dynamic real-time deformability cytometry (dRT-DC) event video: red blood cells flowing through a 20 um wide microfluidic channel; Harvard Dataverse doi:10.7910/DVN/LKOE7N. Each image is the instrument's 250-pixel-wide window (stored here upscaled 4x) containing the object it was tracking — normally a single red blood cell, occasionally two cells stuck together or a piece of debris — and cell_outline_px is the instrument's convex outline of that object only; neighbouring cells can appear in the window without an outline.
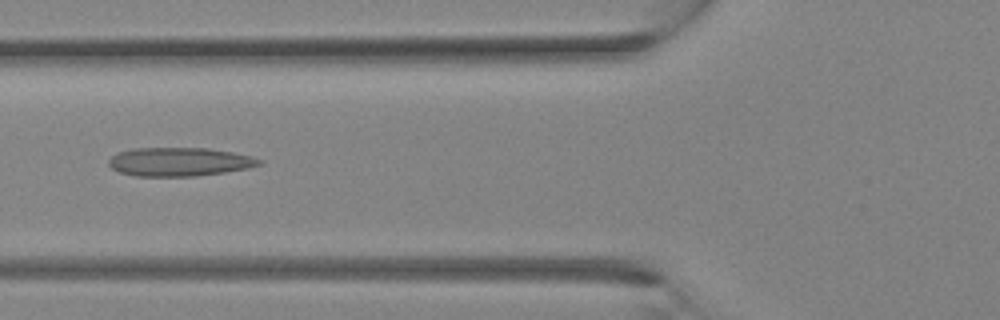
{"species": "Egyptian fruit bat (a non-hibernating species)", "species_latin": "Rousettus aegyptiacus", "temperature_condition": "room temperature", "stored_images_in_passage": 32, "camera_frame_rate_fps": 3000, "um_per_image_px": 0.085, "animal": {"sex": "female"}, "frame": {"image": 1, "passage_image": 12, "time_ms": 3.667, "image_size_px": [1000, 320], "cell_outline_px": [[264, 164], [248, 168], [224, 172], [196, 176], [136, 176], [120, 172], [112, 168], [108, 164], [108, 160], [116, 152], [132, 148], [208, 148], [232, 152], [252, 156], [264, 160]], "centroid_in_image_um": [15.27, 13.75], "position_along_channel_um": 110.5, "area_um2": 25.32}}
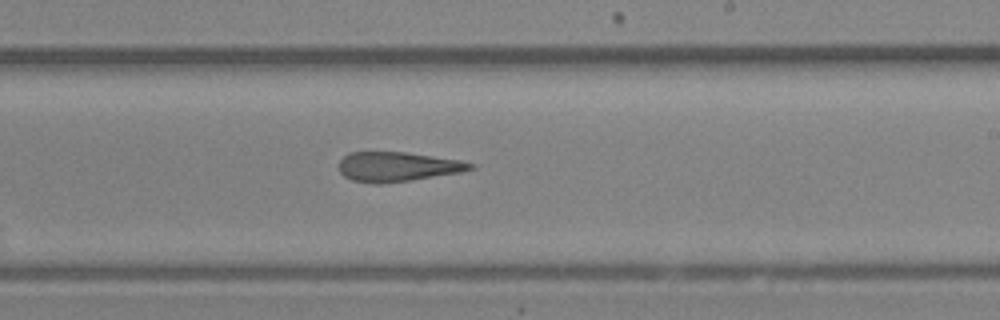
{"frame": {"image": 2, "passage_image": 19, "time_ms": 6.0, "image_size_px": [1000, 320], "cell_outline_px": [[476, 168], [460, 172], [412, 180], [384, 184], [372, 184], [352, 180], [344, 176], [340, 172], [340, 160], [348, 152], [404, 152], [460, 160], [476, 164]], "centroid_in_image_um": [33.79, 14.18], "position_along_channel_um": 255.2, "area_um2": 22.72}}
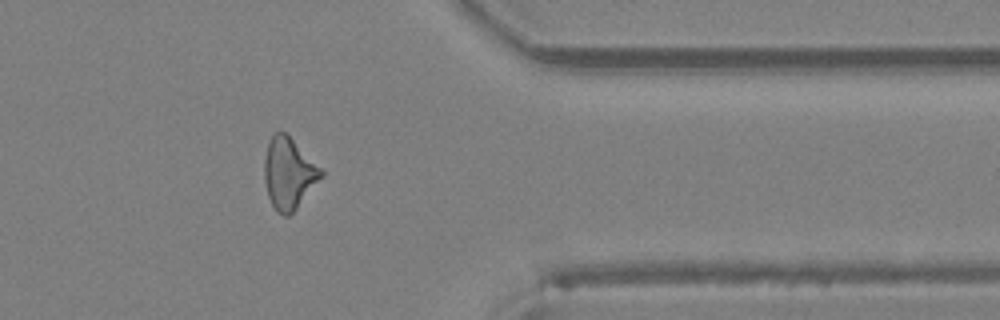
{"frame": {"image": 3, "passage_image": 26, "time_ms": 8.333, "image_size_px": [1000, 320], "cell_outline_px": [[324, 176], [296, 208], [288, 216], [284, 216], [276, 212], [268, 196], [264, 180], [264, 160], [268, 140], [276, 132], [288, 132], [324, 172]], "centroid_in_image_um": [24.54, 14.71], "position_along_channel_um": 386.9, "area_um2": 23.76}}